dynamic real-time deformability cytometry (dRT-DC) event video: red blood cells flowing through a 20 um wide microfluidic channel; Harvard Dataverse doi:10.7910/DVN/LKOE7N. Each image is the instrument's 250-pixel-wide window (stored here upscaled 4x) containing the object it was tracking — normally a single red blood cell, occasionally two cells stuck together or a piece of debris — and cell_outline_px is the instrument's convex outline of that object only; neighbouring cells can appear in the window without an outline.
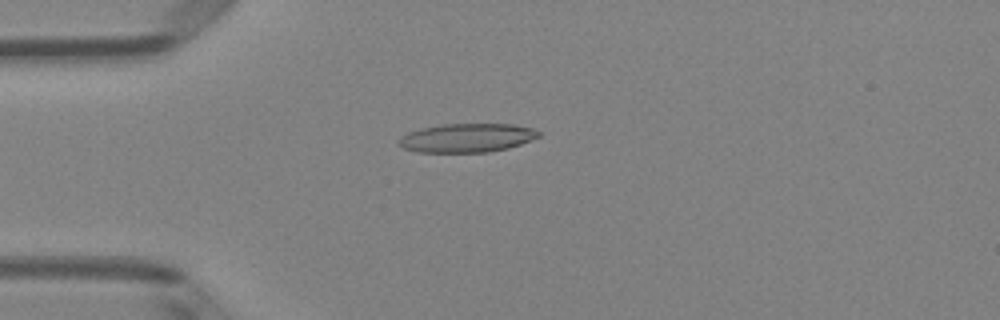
{"species": "Egyptian fruit bat (a non-hibernating species)", "species_latin": "Rousettus aegyptiacus", "temperature_condition": "room temperature", "stored_images_in_passage": 39, "camera_frame_rate_fps": 3000, "um_per_image_px": 0.085, "animal": {"sex": "female"}, "frame": {"image": 1, "passage_image": 2, "time_ms": 0.333, "image_size_px": [1000, 320], "cell_outline_px": [[540, 136], [520, 144], [508, 148], [488, 152], [416, 152], [404, 148], [396, 144], [408, 132], [440, 124], [516, 124], [532, 128], [540, 132]], "centroid_in_image_um": [39.71, 11.72], "position_along_channel_um": 45.3, "area_um2": 23.35}}
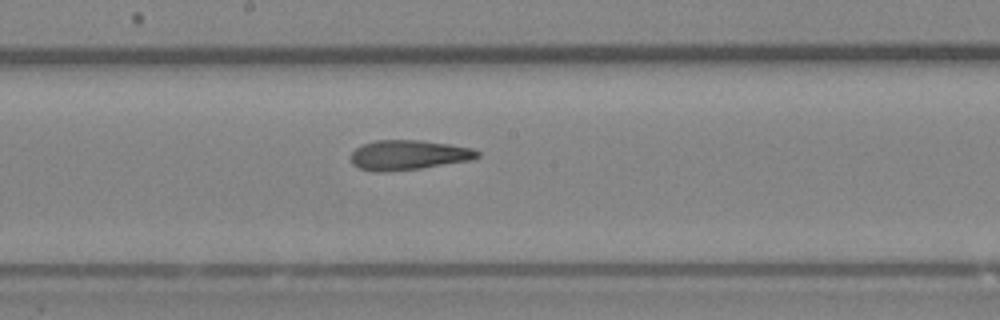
{"frame": {"image": 2, "passage_image": 16, "time_ms": 5.0, "image_size_px": [1000, 320], "cell_outline_px": [[480, 156], [472, 160], [420, 168], [388, 172], [372, 172], [360, 168], [352, 164], [352, 152], [356, 148], [364, 144], [376, 140], [420, 140], [448, 144], [472, 148], [480, 152]], "centroid_in_image_um": [34.72, 13.18], "position_along_channel_um": 213.5, "area_um2": 21.96}}
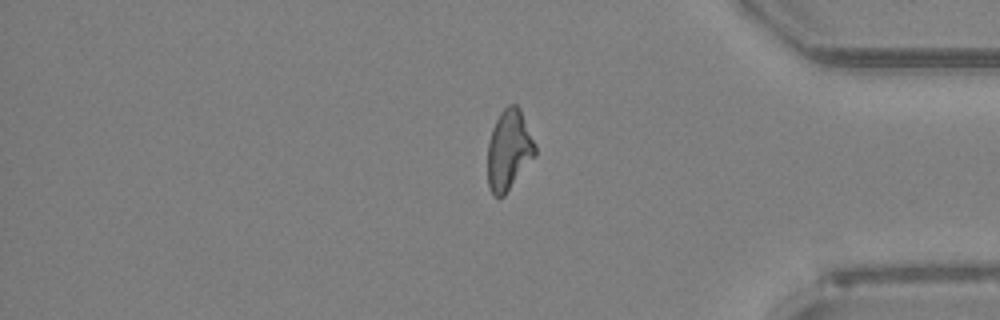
{"frame": {"image": 3, "passage_image": 31, "time_ms": 10.0, "image_size_px": [1000, 320], "cell_outline_px": [[536, 156], [504, 196], [496, 196], [492, 192], [488, 184], [488, 144], [492, 128], [500, 112], [508, 104], [516, 104], [520, 108], [536, 144]], "centroid_in_image_um": [43.28, 12.73], "position_along_channel_um": 391.9, "area_um2": 22.31}, "authors_computed_cell_mechanics": {"area_um2": 22.0218, "velocity_mm_per_s": 4.0134, "shape_relaxation_time_tau1_ms": null, "shape_relaxation_time_tau2_ms": 1.4495, "deformation_change_tau1": null, "deformation_change_tau2": 0.1042}}